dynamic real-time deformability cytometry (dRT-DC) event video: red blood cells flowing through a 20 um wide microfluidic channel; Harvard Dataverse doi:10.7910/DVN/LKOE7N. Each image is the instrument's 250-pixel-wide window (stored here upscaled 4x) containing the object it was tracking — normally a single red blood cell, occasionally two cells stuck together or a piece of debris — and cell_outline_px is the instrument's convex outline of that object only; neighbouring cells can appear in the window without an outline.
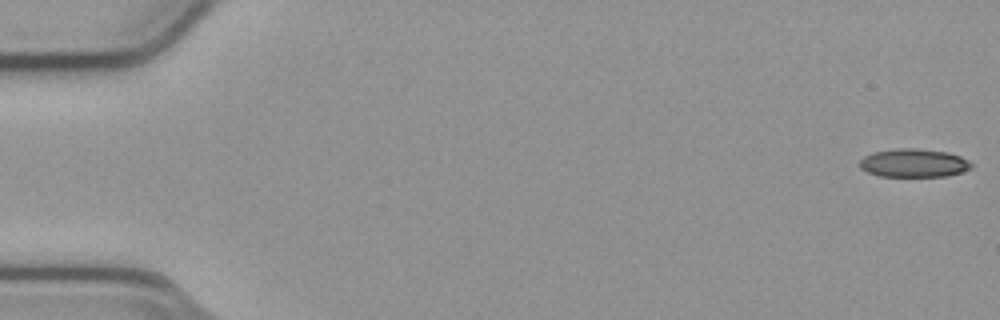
{"species": "common noctule bat (a hibernating species)", "species_latin": "Nyctalus noctula", "temperature_condition": "cold", "stored_images_in_passage": 10, "camera_frame_rate_fps": 3000, "um_per_image_px": 0.085, "animal": {"sex": "male", "body_mass_g": 23.1, "forearm_length_mm": 52.7}, "frame": {"image": 1, "passage_image": 1, "time_ms": 0.0, "image_size_px": [1000, 320], "cell_outline_px": [[976, 164], [972, 168], [964, 172], [948, 176], [880, 176], [868, 172], [860, 168], [860, 160], [864, 156], [872, 152], [896, 148], [916, 148], [948, 152], [960, 156]], "centroid_in_image_um": [77.72, 13.85], "position_along_channel_um": 7.3, "area_um2": 18.73}}